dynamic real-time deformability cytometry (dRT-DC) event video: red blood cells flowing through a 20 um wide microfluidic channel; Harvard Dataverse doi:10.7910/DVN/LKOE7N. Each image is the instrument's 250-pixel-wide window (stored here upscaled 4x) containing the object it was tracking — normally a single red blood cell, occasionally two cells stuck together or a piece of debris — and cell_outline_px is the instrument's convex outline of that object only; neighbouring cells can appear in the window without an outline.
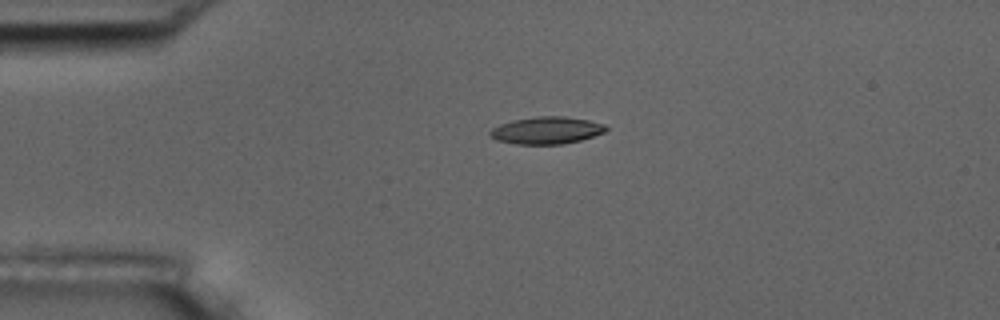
{"species": "common noctule bat (a hibernating species)", "species_latin": "Nyctalus noctula", "temperature_condition": "room temperature", "stored_images_in_passage": 3, "camera_frame_rate_fps": 3000, "um_per_image_px": 0.085, "animal": {"sex": "male", "body_mass_g": 17.5, "forearm_length_mm": 52.3}, "frame": {"image": 1, "passage_image": 2, "time_ms": 2.0, "image_size_px": [1000, 320], "cell_outline_px": [[608, 128], [604, 132], [580, 140], [560, 144], [516, 144], [496, 140], [488, 132], [492, 128], [500, 124], [512, 120], [536, 116], [564, 116], [588, 120], [604, 124]], "centroid_in_image_um": [46.43, 11.07], "position_along_channel_um": 38.6, "area_um2": 18.26}}